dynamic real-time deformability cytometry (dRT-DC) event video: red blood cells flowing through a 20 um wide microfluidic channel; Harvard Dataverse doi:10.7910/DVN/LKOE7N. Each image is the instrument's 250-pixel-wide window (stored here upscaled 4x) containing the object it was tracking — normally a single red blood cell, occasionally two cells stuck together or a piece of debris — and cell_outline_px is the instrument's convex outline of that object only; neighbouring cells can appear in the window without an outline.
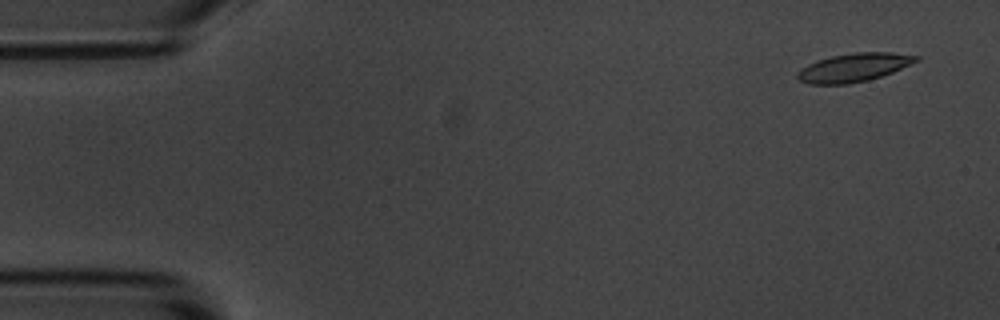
{"species": "common noctule bat (a hibernating species)", "species_latin": "Nyctalus noctula", "temperature_condition": "room temperature", "stored_images_in_passage": 14, "camera_frame_rate_fps": 3000, "um_per_image_px": 0.085, "animal": {"sex": "male", "body_mass_g": 20.1, "forearm_length_mm": 53.5}, "frame": {"image": 1, "passage_image": 1, "time_ms": 0.0, "image_size_px": [1000, 320], "cell_outline_px": [[920, 60], [892, 72], [868, 80], [848, 84], [808, 84], [800, 80], [796, 76], [796, 72], [800, 68], [816, 60], [832, 56], [856, 52], [892, 52], [920, 56]], "centroid_in_image_um": [72.56, 5.73], "position_along_channel_um": 12.4, "area_um2": 19.71}}
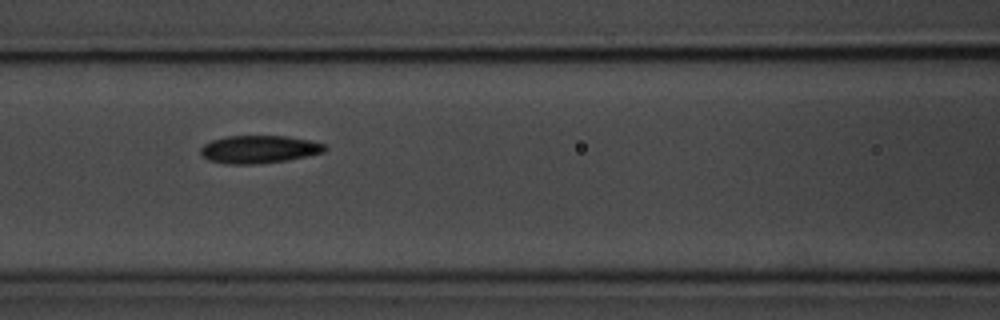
{"frame": {"image": 2, "passage_image": 6, "time_ms": 6.667, "image_size_px": [1000, 320], "cell_outline_px": [[328, 148], [324, 152], [288, 160], [256, 164], [228, 164], [208, 160], [200, 152], [200, 148], [204, 144], [212, 140], [224, 136], [288, 136], [308, 140], [324, 144]], "centroid_in_image_um": [22.01, 12.69], "position_along_channel_um": 144.6, "area_um2": 20.11}}
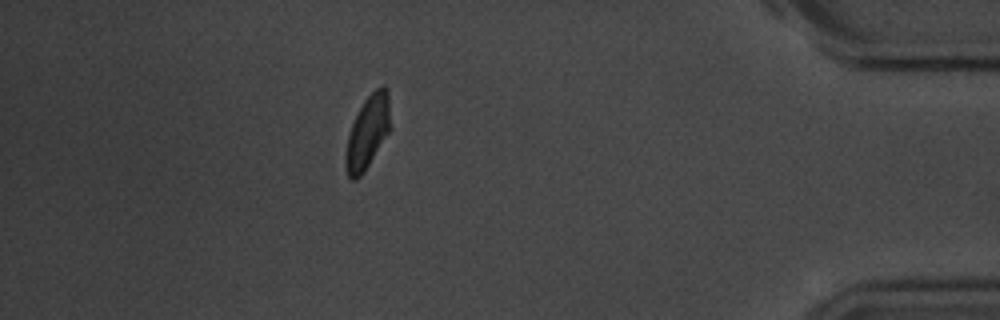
{"frame": {"image": 3, "passage_image": 13, "time_ms": 15.0, "image_size_px": [1000, 320], "cell_outline_px": [[392, 128], [364, 172], [356, 180], [352, 180], [348, 176], [344, 164], [344, 156], [348, 136], [352, 124], [364, 100], [376, 88], [384, 84], [388, 88]], "centroid_in_image_um": [31.28, 11.23], "position_along_channel_um": 403.9, "area_um2": 19.36}, "authors_computed_cell_mechanics": {"area_um2": 19.7676, "velocity_mm_per_s": 3.6612, "shape_relaxation_time_tau1_ms": 1.5018, "shape_relaxation_time_tau2_ms": null, "deformation_change_tau1": 0.0923, "deformation_change_tau2": null}}